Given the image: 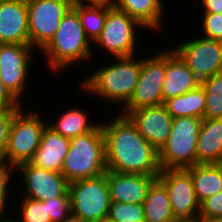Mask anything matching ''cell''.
I'll return each mask as SVG.
<instances>
[{
  "mask_svg": "<svg viewBox=\"0 0 222 222\" xmlns=\"http://www.w3.org/2000/svg\"><path fill=\"white\" fill-rule=\"evenodd\" d=\"M111 122H101L105 139L107 170L119 173L159 175L158 151L120 113Z\"/></svg>",
  "mask_w": 222,
  "mask_h": 222,
  "instance_id": "1",
  "label": "cell"
},
{
  "mask_svg": "<svg viewBox=\"0 0 222 222\" xmlns=\"http://www.w3.org/2000/svg\"><path fill=\"white\" fill-rule=\"evenodd\" d=\"M136 56L115 57V61L104 64L81 81L80 88L100 101L123 107L132 96L141 72L142 58Z\"/></svg>",
  "mask_w": 222,
  "mask_h": 222,
  "instance_id": "2",
  "label": "cell"
},
{
  "mask_svg": "<svg viewBox=\"0 0 222 222\" xmlns=\"http://www.w3.org/2000/svg\"><path fill=\"white\" fill-rule=\"evenodd\" d=\"M91 47L92 43L85 36L78 13L72 7L61 19L54 37L40 53L45 57L46 64L52 72L62 73L63 70L75 66L77 62L80 64L91 60L94 46Z\"/></svg>",
  "mask_w": 222,
  "mask_h": 222,
  "instance_id": "3",
  "label": "cell"
},
{
  "mask_svg": "<svg viewBox=\"0 0 222 222\" xmlns=\"http://www.w3.org/2000/svg\"><path fill=\"white\" fill-rule=\"evenodd\" d=\"M107 171L101 123L91 132L70 139L61 174L67 181L97 177Z\"/></svg>",
  "mask_w": 222,
  "mask_h": 222,
  "instance_id": "4",
  "label": "cell"
},
{
  "mask_svg": "<svg viewBox=\"0 0 222 222\" xmlns=\"http://www.w3.org/2000/svg\"><path fill=\"white\" fill-rule=\"evenodd\" d=\"M47 122L34 110L21 108L13 117L2 163L16 168L30 162L40 146Z\"/></svg>",
  "mask_w": 222,
  "mask_h": 222,
  "instance_id": "5",
  "label": "cell"
},
{
  "mask_svg": "<svg viewBox=\"0 0 222 222\" xmlns=\"http://www.w3.org/2000/svg\"><path fill=\"white\" fill-rule=\"evenodd\" d=\"M201 123L202 119L195 117L173 118L171 133L158 152L161 170L196 165V144Z\"/></svg>",
  "mask_w": 222,
  "mask_h": 222,
  "instance_id": "6",
  "label": "cell"
},
{
  "mask_svg": "<svg viewBox=\"0 0 222 222\" xmlns=\"http://www.w3.org/2000/svg\"><path fill=\"white\" fill-rule=\"evenodd\" d=\"M71 214L85 222H99L108 216L111 199L106 173L69 183Z\"/></svg>",
  "mask_w": 222,
  "mask_h": 222,
  "instance_id": "7",
  "label": "cell"
},
{
  "mask_svg": "<svg viewBox=\"0 0 222 222\" xmlns=\"http://www.w3.org/2000/svg\"><path fill=\"white\" fill-rule=\"evenodd\" d=\"M138 28L145 29L127 13L107 7L103 30L93 44L107 51L112 58L135 56Z\"/></svg>",
  "mask_w": 222,
  "mask_h": 222,
  "instance_id": "8",
  "label": "cell"
},
{
  "mask_svg": "<svg viewBox=\"0 0 222 222\" xmlns=\"http://www.w3.org/2000/svg\"><path fill=\"white\" fill-rule=\"evenodd\" d=\"M154 56L143 57L137 85L129 101L118 113L127 116L130 112L163 104L162 86L166 73V50Z\"/></svg>",
  "mask_w": 222,
  "mask_h": 222,
  "instance_id": "9",
  "label": "cell"
},
{
  "mask_svg": "<svg viewBox=\"0 0 222 222\" xmlns=\"http://www.w3.org/2000/svg\"><path fill=\"white\" fill-rule=\"evenodd\" d=\"M75 0H27L30 45L42 50L54 37Z\"/></svg>",
  "mask_w": 222,
  "mask_h": 222,
  "instance_id": "10",
  "label": "cell"
},
{
  "mask_svg": "<svg viewBox=\"0 0 222 222\" xmlns=\"http://www.w3.org/2000/svg\"><path fill=\"white\" fill-rule=\"evenodd\" d=\"M158 178L167 187L175 219L180 222H198L200 203L190 173L183 168L164 169L160 171Z\"/></svg>",
  "mask_w": 222,
  "mask_h": 222,
  "instance_id": "11",
  "label": "cell"
},
{
  "mask_svg": "<svg viewBox=\"0 0 222 222\" xmlns=\"http://www.w3.org/2000/svg\"><path fill=\"white\" fill-rule=\"evenodd\" d=\"M35 48L30 44H0V79L11 94L21 101L29 80ZM32 59V60H31Z\"/></svg>",
  "mask_w": 222,
  "mask_h": 222,
  "instance_id": "12",
  "label": "cell"
},
{
  "mask_svg": "<svg viewBox=\"0 0 222 222\" xmlns=\"http://www.w3.org/2000/svg\"><path fill=\"white\" fill-rule=\"evenodd\" d=\"M172 49L200 80L222 72V41L204 37L192 38Z\"/></svg>",
  "mask_w": 222,
  "mask_h": 222,
  "instance_id": "13",
  "label": "cell"
},
{
  "mask_svg": "<svg viewBox=\"0 0 222 222\" xmlns=\"http://www.w3.org/2000/svg\"><path fill=\"white\" fill-rule=\"evenodd\" d=\"M14 171H19L23 178L21 186H23L22 191L24 190L25 194L22 197L40 201L54 197H70L69 182L61 173L38 168L30 162L20 164Z\"/></svg>",
  "mask_w": 222,
  "mask_h": 222,
  "instance_id": "14",
  "label": "cell"
},
{
  "mask_svg": "<svg viewBox=\"0 0 222 222\" xmlns=\"http://www.w3.org/2000/svg\"><path fill=\"white\" fill-rule=\"evenodd\" d=\"M127 117L142 137L159 152L167 142L173 124V118L165 106L140 108L130 112Z\"/></svg>",
  "mask_w": 222,
  "mask_h": 222,
  "instance_id": "15",
  "label": "cell"
},
{
  "mask_svg": "<svg viewBox=\"0 0 222 222\" xmlns=\"http://www.w3.org/2000/svg\"><path fill=\"white\" fill-rule=\"evenodd\" d=\"M0 44H30L27 0L0 1Z\"/></svg>",
  "mask_w": 222,
  "mask_h": 222,
  "instance_id": "16",
  "label": "cell"
},
{
  "mask_svg": "<svg viewBox=\"0 0 222 222\" xmlns=\"http://www.w3.org/2000/svg\"><path fill=\"white\" fill-rule=\"evenodd\" d=\"M111 201L144 204L147 192L158 175L106 171Z\"/></svg>",
  "mask_w": 222,
  "mask_h": 222,
  "instance_id": "17",
  "label": "cell"
},
{
  "mask_svg": "<svg viewBox=\"0 0 222 222\" xmlns=\"http://www.w3.org/2000/svg\"><path fill=\"white\" fill-rule=\"evenodd\" d=\"M200 80L172 49L166 50V73L162 86L163 102L196 89Z\"/></svg>",
  "mask_w": 222,
  "mask_h": 222,
  "instance_id": "18",
  "label": "cell"
},
{
  "mask_svg": "<svg viewBox=\"0 0 222 222\" xmlns=\"http://www.w3.org/2000/svg\"><path fill=\"white\" fill-rule=\"evenodd\" d=\"M69 148L70 139L46 125L41 135L40 146L30 163L38 168L61 173Z\"/></svg>",
  "mask_w": 222,
  "mask_h": 222,
  "instance_id": "19",
  "label": "cell"
},
{
  "mask_svg": "<svg viewBox=\"0 0 222 222\" xmlns=\"http://www.w3.org/2000/svg\"><path fill=\"white\" fill-rule=\"evenodd\" d=\"M196 164H222V118H202L196 144Z\"/></svg>",
  "mask_w": 222,
  "mask_h": 222,
  "instance_id": "20",
  "label": "cell"
},
{
  "mask_svg": "<svg viewBox=\"0 0 222 222\" xmlns=\"http://www.w3.org/2000/svg\"><path fill=\"white\" fill-rule=\"evenodd\" d=\"M163 3V0H117L114 8L127 13L145 30L158 32L162 28L166 9Z\"/></svg>",
  "mask_w": 222,
  "mask_h": 222,
  "instance_id": "21",
  "label": "cell"
},
{
  "mask_svg": "<svg viewBox=\"0 0 222 222\" xmlns=\"http://www.w3.org/2000/svg\"><path fill=\"white\" fill-rule=\"evenodd\" d=\"M185 169L192 177L195 194L200 204L222 191V164H196Z\"/></svg>",
  "mask_w": 222,
  "mask_h": 222,
  "instance_id": "22",
  "label": "cell"
},
{
  "mask_svg": "<svg viewBox=\"0 0 222 222\" xmlns=\"http://www.w3.org/2000/svg\"><path fill=\"white\" fill-rule=\"evenodd\" d=\"M143 207L145 222H178L171 210L167 187L158 177L150 185Z\"/></svg>",
  "mask_w": 222,
  "mask_h": 222,
  "instance_id": "23",
  "label": "cell"
},
{
  "mask_svg": "<svg viewBox=\"0 0 222 222\" xmlns=\"http://www.w3.org/2000/svg\"><path fill=\"white\" fill-rule=\"evenodd\" d=\"M60 113L62 114H60L57 120L54 118L56 122L49 120L47 125L69 139L87 134L100 124V122L93 123L92 120L90 121V114H87L85 109L83 110L79 107L70 106V109H66V111Z\"/></svg>",
  "mask_w": 222,
  "mask_h": 222,
  "instance_id": "24",
  "label": "cell"
},
{
  "mask_svg": "<svg viewBox=\"0 0 222 222\" xmlns=\"http://www.w3.org/2000/svg\"><path fill=\"white\" fill-rule=\"evenodd\" d=\"M205 104L206 97L201 85L194 90L163 102V105L172 118L186 116L202 119L205 112Z\"/></svg>",
  "mask_w": 222,
  "mask_h": 222,
  "instance_id": "25",
  "label": "cell"
},
{
  "mask_svg": "<svg viewBox=\"0 0 222 222\" xmlns=\"http://www.w3.org/2000/svg\"><path fill=\"white\" fill-rule=\"evenodd\" d=\"M73 8L78 13L85 36L93 44L103 30L107 7L83 5L74 1Z\"/></svg>",
  "mask_w": 222,
  "mask_h": 222,
  "instance_id": "26",
  "label": "cell"
},
{
  "mask_svg": "<svg viewBox=\"0 0 222 222\" xmlns=\"http://www.w3.org/2000/svg\"><path fill=\"white\" fill-rule=\"evenodd\" d=\"M206 97L203 118H222V72L200 81Z\"/></svg>",
  "mask_w": 222,
  "mask_h": 222,
  "instance_id": "27",
  "label": "cell"
},
{
  "mask_svg": "<svg viewBox=\"0 0 222 222\" xmlns=\"http://www.w3.org/2000/svg\"><path fill=\"white\" fill-rule=\"evenodd\" d=\"M107 218L112 222H145L143 204L111 201Z\"/></svg>",
  "mask_w": 222,
  "mask_h": 222,
  "instance_id": "28",
  "label": "cell"
},
{
  "mask_svg": "<svg viewBox=\"0 0 222 222\" xmlns=\"http://www.w3.org/2000/svg\"><path fill=\"white\" fill-rule=\"evenodd\" d=\"M20 222H51L47 210V200L40 201L30 197L21 198Z\"/></svg>",
  "mask_w": 222,
  "mask_h": 222,
  "instance_id": "29",
  "label": "cell"
},
{
  "mask_svg": "<svg viewBox=\"0 0 222 222\" xmlns=\"http://www.w3.org/2000/svg\"><path fill=\"white\" fill-rule=\"evenodd\" d=\"M202 16L200 36L222 41V13H203Z\"/></svg>",
  "mask_w": 222,
  "mask_h": 222,
  "instance_id": "30",
  "label": "cell"
},
{
  "mask_svg": "<svg viewBox=\"0 0 222 222\" xmlns=\"http://www.w3.org/2000/svg\"><path fill=\"white\" fill-rule=\"evenodd\" d=\"M51 222H62L71 214L70 197H54L47 200Z\"/></svg>",
  "mask_w": 222,
  "mask_h": 222,
  "instance_id": "31",
  "label": "cell"
},
{
  "mask_svg": "<svg viewBox=\"0 0 222 222\" xmlns=\"http://www.w3.org/2000/svg\"><path fill=\"white\" fill-rule=\"evenodd\" d=\"M206 219L222 220V191L205 199L200 204L199 220Z\"/></svg>",
  "mask_w": 222,
  "mask_h": 222,
  "instance_id": "32",
  "label": "cell"
},
{
  "mask_svg": "<svg viewBox=\"0 0 222 222\" xmlns=\"http://www.w3.org/2000/svg\"><path fill=\"white\" fill-rule=\"evenodd\" d=\"M11 172L15 173L14 168L0 162V217L6 216L5 211L8 206L7 194L10 192L9 185L12 182L10 179L13 175Z\"/></svg>",
  "mask_w": 222,
  "mask_h": 222,
  "instance_id": "33",
  "label": "cell"
},
{
  "mask_svg": "<svg viewBox=\"0 0 222 222\" xmlns=\"http://www.w3.org/2000/svg\"><path fill=\"white\" fill-rule=\"evenodd\" d=\"M18 111L19 110H0V162H2L5 155L12 119Z\"/></svg>",
  "mask_w": 222,
  "mask_h": 222,
  "instance_id": "34",
  "label": "cell"
},
{
  "mask_svg": "<svg viewBox=\"0 0 222 222\" xmlns=\"http://www.w3.org/2000/svg\"><path fill=\"white\" fill-rule=\"evenodd\" d=\"M23 106L4 86L0 79V110H20Z\"/></svg>",
  "mask_w": 222,
  "mask_h": 222,
  "instance_id": "35",
  "label": "cell"
},
{
  "mask_svg": "<svg viewBox=\"0 0 222 222\" xmlns=\"http://www.w3.org/2000/svg\"><path fill=\"white\" fill-rule=\"evenodd\" d=\"M202 13H222V0H200Z\"/></svg>",
  "mask_w": 222,
  "mask_h": 222,
  "instance_id": "36",
  "label": "cell"
},
{
  "mask_svg": "<svg viewBox=\"0 0 222 222\" xmlns=\"http://www.w3.org/2000/svg\"><path fill=\"white\" fill-rule=\"evenodd\" d=\"M117 0H75L83 5L89 6H104L108 8H114Z\"/></svg>",
  "mask_w": 222,
  "mask_h": 222,
  "instance_id": "37",
  "label": "cell"
},
{
  "mask_svg": "<svg viewBox=\"0 0 222 222\" xmlns=\"http://www.w3.org/2000/svg\"><path fill=\"white\" fill-rule=\"evenodd\" d=\"M62 222H85L80 217H77L73 214H70L64 221Z\"/></svg>",
  "mask_w": 222,
  "mask_h": 222,
  "instance_id": "38",
  "label": "cell"
},
{
  "mask_svg": "<svg viewBox=\"0 0 222 222\" xmlns=\"http://www.w3.org/2000/svg\"><path fill=\"white\" fill-rule=\"evenodd\" d=\"M9 217H7V214H6V216L0 217V222H20L18 220L19 216L17 218L14 217V219L11 218V216H9Z\"/></svg>",
  "mask_w": 222,
  "mask_h": 222,
  "instance_id": "39",
  "label": "cell"
},
{
  "mask_svg": "<svg viewBox=\"0 0 222 222\" xmlns=\"http://www.w3.org/2000/svg\"><path fill=\"white\" fill-rule=\"evenodd\" d=\"M198 222H222L221 219H206V220H198Z\"/></svg>",
  "mask_w": 222,
  "mask_h": 222,
  "instance_id": "40",
  "label": "cell"
},
{
  "mask_svg": "<svg viewBox=\"0 0 222 222\" xmlns=\"http://www.w3.org/2000/svg\"><path fill=\"white\" fill-rule=\"evenodd\" d=\"M99 222H112V221L110 219H108V218H105V219H103V220H101Z\"/></svg>",
  "mask_w": 222,
  "mask_h": 222,
  "instance_id": "41",
  "label": "cell"
}]
</instances>
